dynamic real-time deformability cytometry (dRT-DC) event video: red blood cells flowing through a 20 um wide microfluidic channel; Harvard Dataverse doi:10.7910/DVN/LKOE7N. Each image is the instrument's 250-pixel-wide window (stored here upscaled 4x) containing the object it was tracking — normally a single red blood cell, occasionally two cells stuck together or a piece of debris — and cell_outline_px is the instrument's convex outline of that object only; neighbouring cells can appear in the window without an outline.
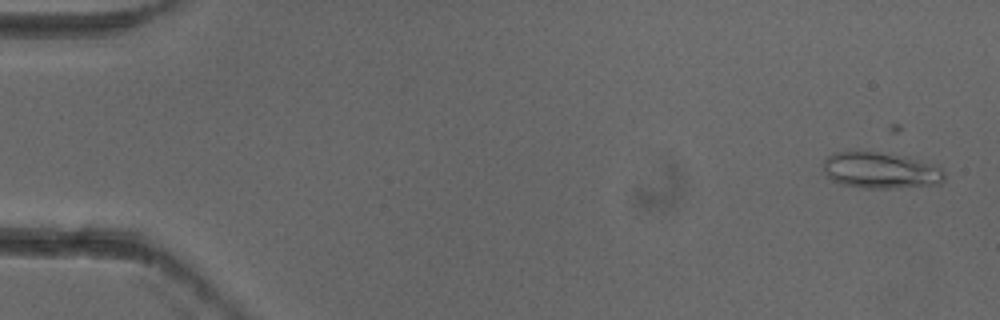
{"species": "common noctule bat (a hibernating species)", "species_latin": "Nyctalus noctula", "temperature_condition": "cold", "stored_images_in_passage": 6, "camera_frame_rate_fps": 3000, "um_per_image_px": 0.085, "animal": {"sex": "female"}, "frame": {"image": 1, "passage_image": 2, "time_ms": 0.333, "image_size_px": [1000, 320], "cell_outline_px": [[944, 180], [940, 184], [896, 188], [860, 188], [840, 184], [832, 180], [828, 176], [824, 168], [824, 160], [828, 156], [836, 152], [876, 152], [908, 156], [936, 164], [944, 172]], "centroid_in_image_um": [74.9, 14.49], "position_along_channel_um": 10.1, "area_um2": 25.72}}